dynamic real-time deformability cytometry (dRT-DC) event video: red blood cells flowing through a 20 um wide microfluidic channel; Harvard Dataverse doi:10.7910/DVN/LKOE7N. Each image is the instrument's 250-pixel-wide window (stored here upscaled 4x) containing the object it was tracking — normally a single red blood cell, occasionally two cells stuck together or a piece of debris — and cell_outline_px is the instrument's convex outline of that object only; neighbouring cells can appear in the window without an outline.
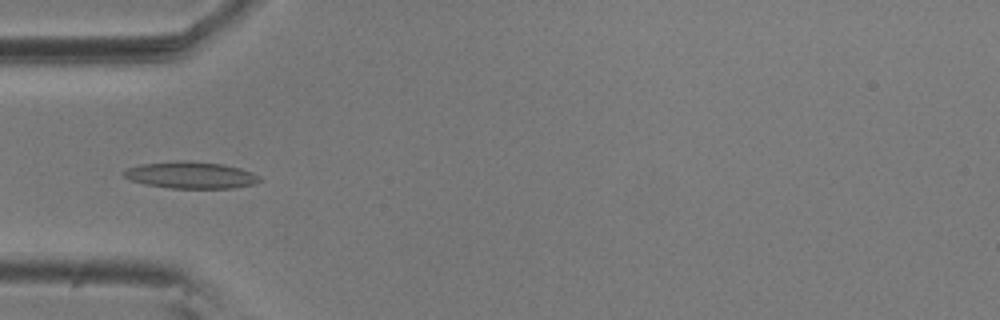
{"species": "common noctule bat (a hibernating species)", "species_latin": "Nyctalus noctula", "temperature_condition": "room temperature", "stored_images_in_passage": 50, "camera_frame_rate_fps": 3000, "um_per_image_px": 0.085, "animal": {"sex": "male", "body_mass_g": 20.5, "forearm_length_mm": 52.5}, "frame": {"image": 1, "passage_image": 12, "time_ms": 3.667, "image_size_px": [1000, 320], "cell_outline_px": [[260, 180], [256, 184], [232, 188], [168, 188], [144, 184], [132, 180], [124, 176], [120, 172], [128, 168], [140, 164], [176, 160], [192, 160], [224, 164], [240, 168], [252, 172], [260, 176]], "centroid_in_image_um": [16.22, 14.87], "position_along_channel_um": 68.8, "area_um2": 21.5}}
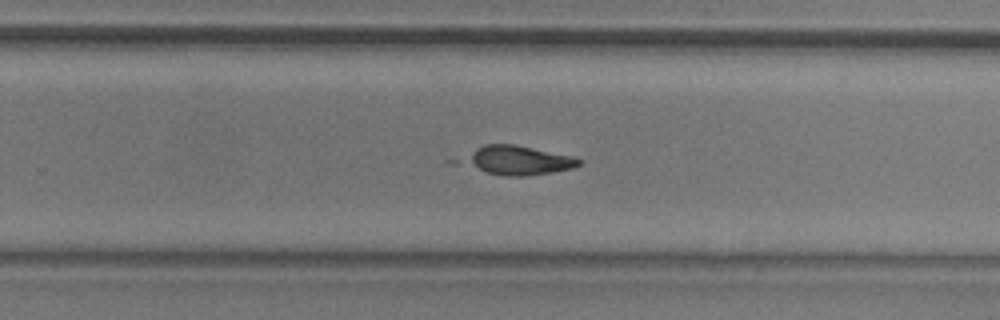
{"frame": {"image": 2, "passage_image": 30, "time_ms": 9.667, "image_size_px": [1000, 320], "cell_outline_px": [[580, 164], [572, 168], [552, 172], [520, 176], [504, 176], [484, 172], [464, 160], [476, 148], [484, 144], [512, 144], [572, 156], [580, 160]], "centroid_in_image_um": [44.07, 13.63], "position_along_channel_um": 285.7, "area_um2": 18.79}}
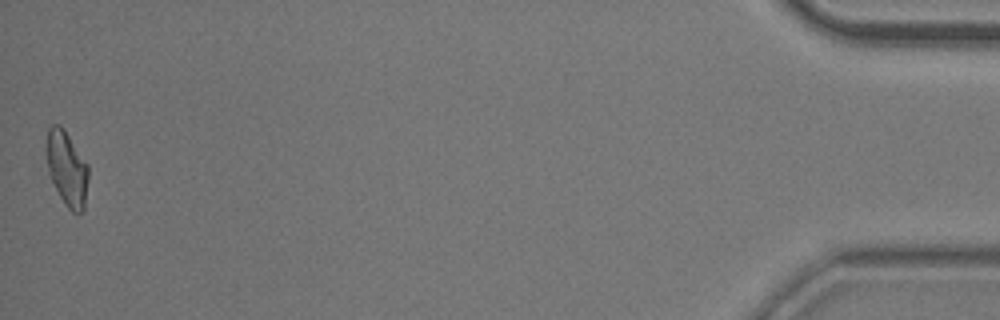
{"frame": {"image": 3, "passage_image": 50, "time_ms": 16.333, "image_size_px": [1000, 320], "cell_outline_px": [[88, 180], [84, 212], [72, 212], [68, 208], [60, 196], [52, 180], [48, 168], [44, 148], [48, 128], [52, 124], [60, 124], [64, 128], [88, 164]], "centroid_in_image_um": [5.68, 14.27], "position_along_channel_um": 429.5, "area_um2": 18.5}}